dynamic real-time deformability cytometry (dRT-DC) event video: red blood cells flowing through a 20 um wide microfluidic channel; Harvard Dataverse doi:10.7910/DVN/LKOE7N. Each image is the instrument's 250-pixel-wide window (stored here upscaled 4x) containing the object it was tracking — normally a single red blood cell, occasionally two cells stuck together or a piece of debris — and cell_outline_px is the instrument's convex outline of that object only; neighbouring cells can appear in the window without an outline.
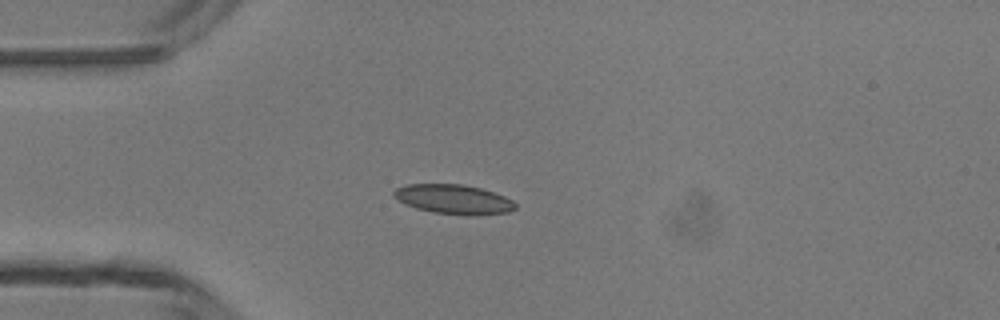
{"species": "common noctule bat (a hibernating species)", "species_latin": "Nyctalus noctula", "temperature_condition": "room temperature", "stored_images_in_passage": 3, "camera_frame_rate_fps": 3000, "um_per_image_px": 0.085, "animal": {"sex": "male", "body_mass_g": 13.3}, "frame": {"image": 1, "passage_image": 3, "time_ms": 2.333, "image_size_px": [1000, 320], "cell_outline_px": [[516, 208], [508, 212], [472, 216], [468, 216], [432, 212], [416, 208], [404, 204], [392, 196], [392, 192], [396, 188], [408, 184], [460, 184], [480, 188], [504, 196], [512, 200], [516, 204]], "centroid_in_image_um": [38.53, 16.95], "position_along_channel_um": 46.5, "area_um2": 20.98}}